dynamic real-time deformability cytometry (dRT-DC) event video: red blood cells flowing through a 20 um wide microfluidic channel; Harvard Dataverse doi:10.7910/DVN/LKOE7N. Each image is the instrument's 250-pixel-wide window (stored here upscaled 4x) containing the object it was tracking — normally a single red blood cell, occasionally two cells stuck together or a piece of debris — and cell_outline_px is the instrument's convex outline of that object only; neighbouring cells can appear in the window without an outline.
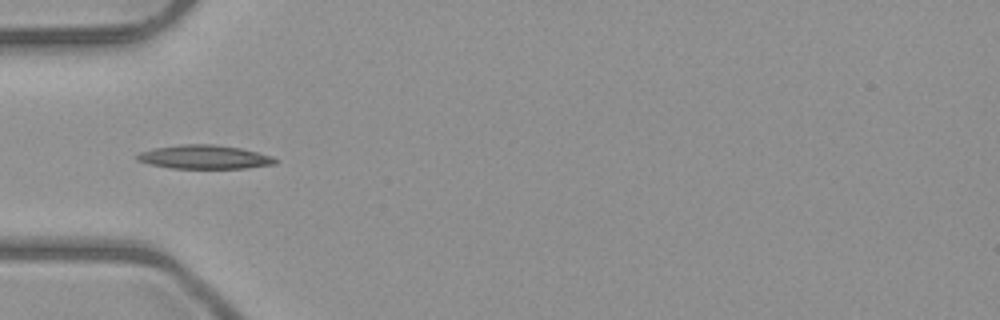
{"species": "common noctule bat (a hibernating species)", "species_latin": "Nyctalus noctula", "temperature_condition": "room temperature", "stored_images_in_passage": 5, "camera_frame_rate_fps": 3000, "um_per_image_px": 0.085, "animal": {"sex": "male", "body_mass_g": 23.1, "forearm_length_mm": 52.7}, "frame": {"image": 1, "passage_image": 4, "time_ms": 4.333, "image_size_px": [1000, 320], "cell_outline_px": [[280, 160], [276, 164], [248, 168], [172, 168], [148, 164], [136, 160], [136, 156], [140, 152], [156, 148], [180, 144], [212, 144], [240, 148], [272, 156]], "centroid_in_image_um": [17.4, 13.35], "position_along_channel_um": 67.6, "area_um2": 19.13}}
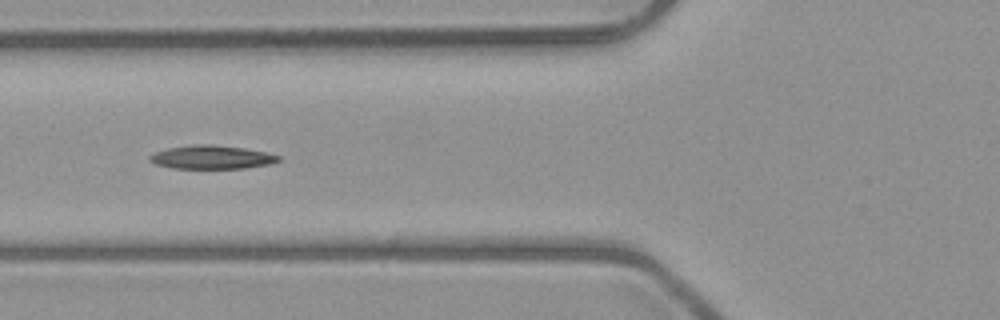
{"frame": {"image": 2, "passage_image": 5, "time_ms": 5.333, "image_size_px": [1000, 320], "cell_outline_px": [[280, 160], [272, 164], [244, 168], [172, 168], [156, 164], [148, 160], [148, 156], [156, 152], [168, 148], [192, 144], [212, 144], [244, 148], [264, 152], [280, 156]], "centroid_in_image_um": [17.98, 13.36], "position_along_channel_um": 107.8, "area_um2": 17.63}}